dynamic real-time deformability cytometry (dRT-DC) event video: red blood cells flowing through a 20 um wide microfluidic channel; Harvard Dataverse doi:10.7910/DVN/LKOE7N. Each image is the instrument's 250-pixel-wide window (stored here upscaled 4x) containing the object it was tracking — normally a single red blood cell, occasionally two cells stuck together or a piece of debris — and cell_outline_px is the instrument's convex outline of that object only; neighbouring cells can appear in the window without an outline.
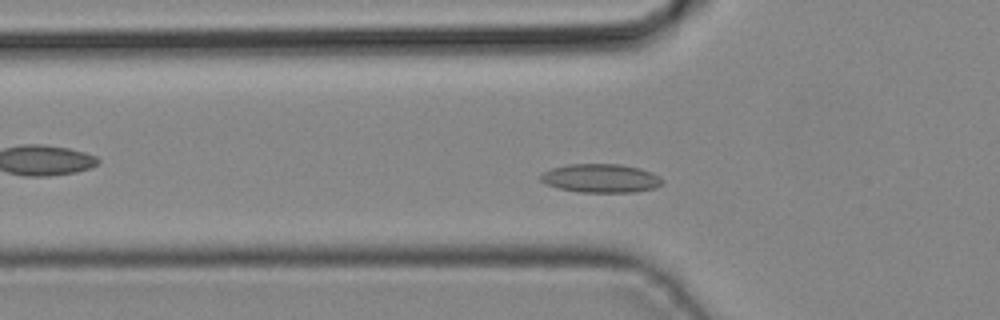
{"species": "common noctule bat (a hibernating species)", "species_latin": "Nyctalus noctula", "temperature_condition": "cold", "stored_images_in_passage": 38, "camera_frame_rate_fps": 3000, "um_per_image_px": 0.085, "animal": {"sex": "male", "body_mass_g": 19.2, "forearm_length_mm": 51.8}, "frame": {"image": 1, "passage_image": 9, "time_ms": 2.667, "image_size_px": [1000, 320], "cell_outline_px": [[664, 184], [656, 188], [636, 192], [580, 192], [560, 188], [548, 184], [540, 180], [540, 176], [544, 172], [552, 168], [568, 164], [620, 164], [640, 168], [652, 172], [664, 180]], "centroid_in_image_um": [51.13, 15.15], "position_along_channel_um": 74.7, "area_um2": 20.35}}
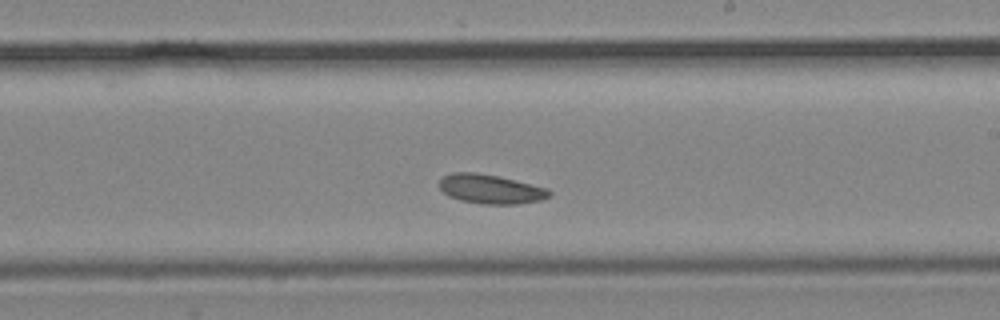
{"frame": {"image": 2, "passage_image": 20, "time_ms": 6.333, "image_size_px": [1000, 320], "cell_outline_px": [[552, 196], [540, 200], [516, 204], [484, 204], [460, 200], [448, 196], [440, 188], [440, 180], [444, 176], [452, 172], [476, 172], [500, 176], [548, 188], [552, 192]], "centroid_in_image_um": [41.73, 16.06], "position_along_channel_um": 247.3, "area_um2": 18.84}}
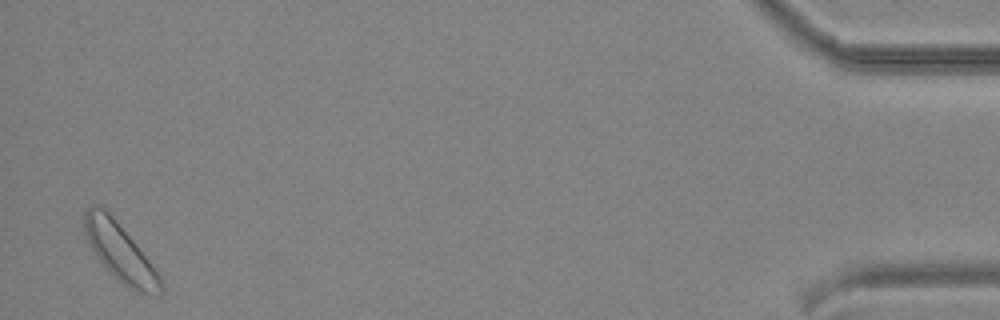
{"frame": {"image": 3, "passage_image": 37, "time_ms": 12.0, "image_size_px": [1000, 320], "cell_outline_px": [[164, 292], [140, 292], [128, 288], [96, 256], [84, 232], [84, 212], [88, 208], [104, 208], [112, 216], [132, 240], [148, 260], [160, 276], [164, 288]], "centroid_in_image_um": [10.2, 21.44], "position_along_channel_um": 425.0, "area_um2": 24.22}}